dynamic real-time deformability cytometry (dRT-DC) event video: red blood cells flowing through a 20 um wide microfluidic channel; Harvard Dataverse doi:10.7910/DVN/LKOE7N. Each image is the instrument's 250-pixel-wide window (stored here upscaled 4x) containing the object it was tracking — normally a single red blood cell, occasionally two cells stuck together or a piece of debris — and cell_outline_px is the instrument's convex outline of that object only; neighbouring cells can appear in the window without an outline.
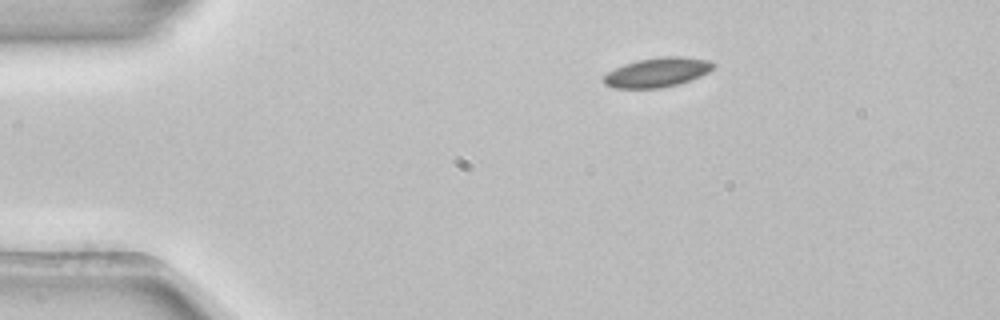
{"species": "common noctule bat (a hibernating species)", "species_latin": "Nyctalus noctula", "temperature_condition": "room temperature", "stored_images_in_passage": 3, "camera_frame_rate_fps": 3000, "um_per_image_px": 0.085, "animal": {"sex": "female", "body_mass_g": 22.7, "forearm_length_mm": 54.2}, "frame": {"image": 1, "passage_image": 1, "time_ms": 0.0, "image_size_px": [1000, 320], "cell_outline_px": [[716, 68], [700, 76], [680, 84], [660, 88], [612, 88], [604, 84], [604, 76], [608, 72], [624, 64], [636, 60], [660, 56], [680, 56], [708, 60], [716, 64]], "centroid_in_image_um": [55.89, 6.14], "position_along_channel_um": 29.1, "area_um2": 18.96}}
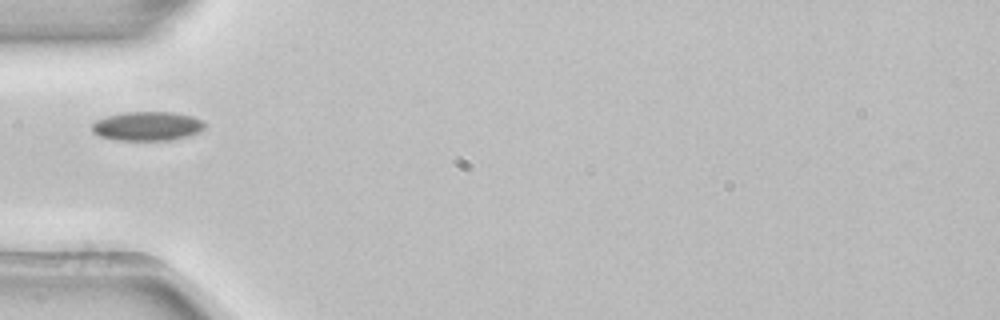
{"frame": {"image": 2, "passage_image": 3, "time_ms": 0.667, "image_size_px": [1000, 320], "cell_outline_px": [[204, 128], [200, 132], [188, 136], [168, 140], [116, 140], [100, 136], [92, 132], [92, 124], [96, 120], [108, 116], [124, 112], [172, 112], [192, 116], [204, 120]], "centroid_in_image_um": [12.53, 10.72], "position_along_channel_um": 72.5, "area_um2": 19.13}}